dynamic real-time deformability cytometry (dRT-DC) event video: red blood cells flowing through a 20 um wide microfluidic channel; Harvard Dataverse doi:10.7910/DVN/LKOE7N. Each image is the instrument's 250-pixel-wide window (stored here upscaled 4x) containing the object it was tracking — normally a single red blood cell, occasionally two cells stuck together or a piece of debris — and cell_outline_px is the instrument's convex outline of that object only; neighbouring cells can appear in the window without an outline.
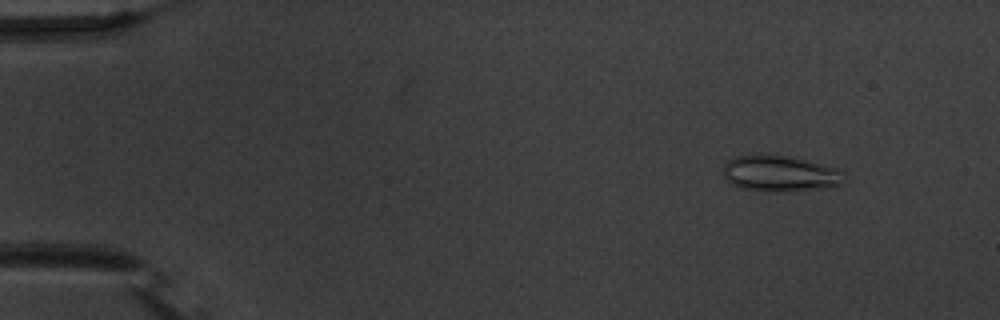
{"species": "common noctule bat (a hibernating species)", "species_latin": "Nyctalus noctula", "temperature_condition": "warm", "stored_images_in_passage": 54, "camera_frame_rate_fps": 3000, "um_per_image_px": 0.085, "animal": {"sex": "male", "body_mass_g": 20.1, "forearm_length_mm": 53.5}, "frame": {"image": 1, "passage_image": 6, "time_ms": 1.667, "image_size_px": [1000, 320], "cell_outline_px": [[844, 172], [840, 184], [824, 188], [788, 192], [760, 192], [744, 188], [732, 184], [724, 176], [724, 164], [728, 160], [736, 156], [788, 156], [836, 168]], "centroid_in_image_um": [66.28, 14.79], "position_along_channel_um": 18.7, "area_um2": 24.97}}
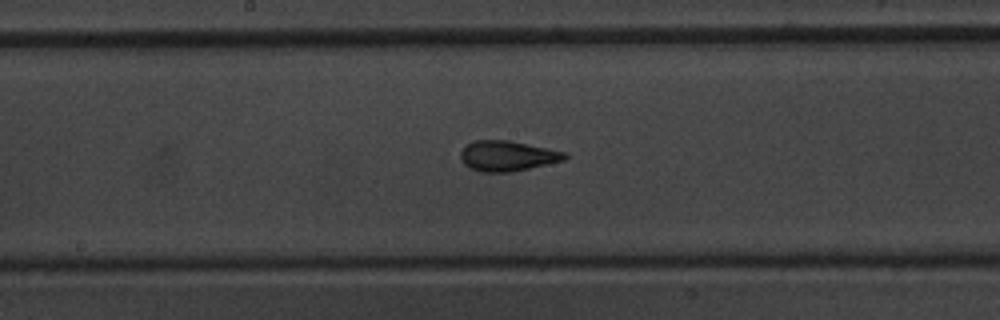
{"frame": {"image": 2, "passage_image": 29, "time_ms": 9.333, "image_size_px": [1000, 320], "cell_outline_px": [[568, 156], [564, 160], [548, 164], [512, 172], [480, 172], [468, 168], [460, 160], [460, 152], [468, 144], [476, 140], [508, 140], [568, 152]], "centroid_in_image_um": [43.13, 13.26], "position_along_channel_um": 205.1, "area_um2": 18.55}}
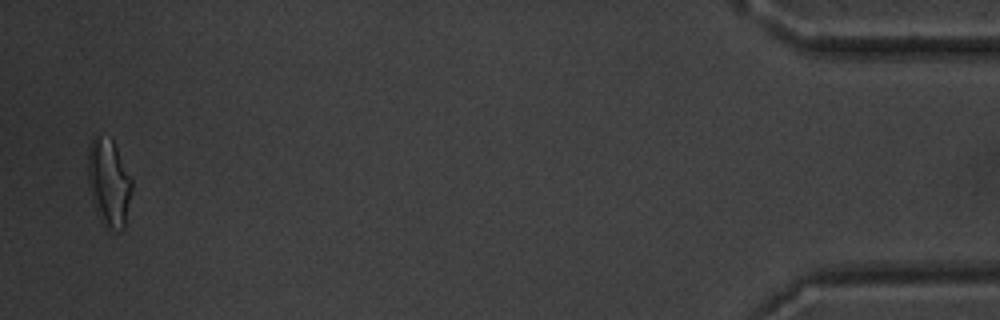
{"frame": {"image": 3, "passage_image": 53, "time_ms": 17.333, "image_size_px": [1000, 320], "cell_outline_px": [[132, 192], [124, 228], [120, 232], [108, 232], [100, 220], [92, 200], [88, 188], [88, 148], [92, 140], [96, 136], [100, 136], [112, 140], [132, 180]], "centroid_in_image_um": [9.25, 15.63], "position_along_channel_um": 426.0, "area_um2": 22.54}, "authors_computed_cell_mechanics": {"area_um2": 18.5827, "velocity_mm_per_s": 3.77, "shape_relaxation_time_tau1_ms": 5.8187, "shape_relaxation_time_tau2_ms": 1.433, "deformation_change_tau1": 0.1778, "deformation_change_tau2": 0.1027}}